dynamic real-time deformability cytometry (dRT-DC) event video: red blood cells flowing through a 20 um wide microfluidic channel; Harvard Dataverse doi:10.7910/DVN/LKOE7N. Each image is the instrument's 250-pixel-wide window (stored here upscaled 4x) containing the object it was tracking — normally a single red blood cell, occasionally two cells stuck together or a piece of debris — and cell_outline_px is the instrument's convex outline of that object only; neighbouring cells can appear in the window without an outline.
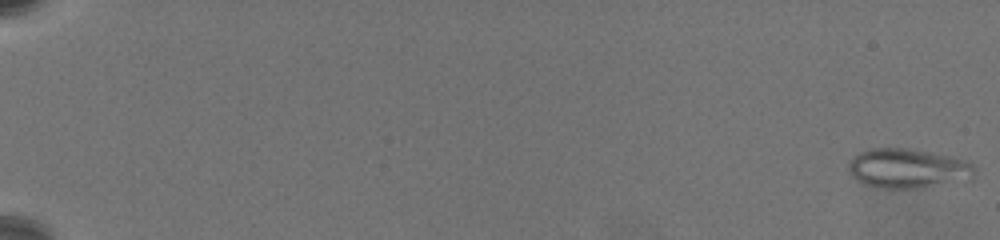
{"species": "common noctule bat (a hibernating species)", "species_latin": "Nyctalus noctula", "temperature_condition": "warm", "stored_images_in_passage": 46, "camera_frame_rate_fps": 3000, "um_per_image_px": 0.085, "animal": {"sex": "female", "body_mass_g": 19.5, "forearm_length_mm": 54.1}, "frame": {"image": 1, "passage_image": 1, "time_ms": 0.0, "image_size_px": [1000, 240], "cell_outline_px": [[976, 168], [972, 180], [912, 188], [884, 188], [864, 184], [856, 180], [848, 172], [848, 160], [860, 152], [872, 148], [908, 148], [948, 156], [972, 164]], "centroid_in_image_um": [77.12, 14.32], "position_along_channel_um": 7.9, "area_um2": 28.9}}
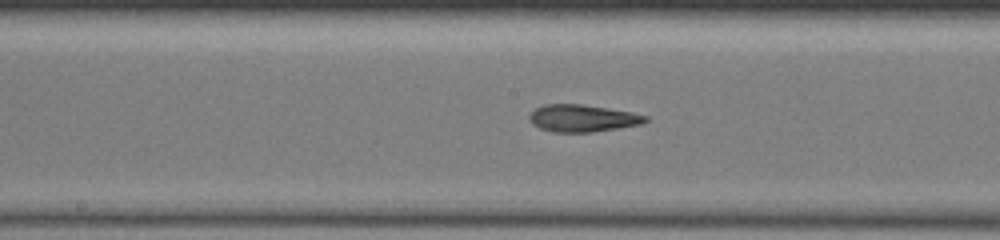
{"frame": {"image": 2, "passage_image": 31, "time_ms": 12.0, "image_size_px": [1000, 240], "cell_outline_px": [[648, 120], [644, 124], [592, 132], [552, 132], [540, 128], [532, 124], [528, 120], [528, 116], [536, 108], [544, 104], [580, 104], [608, 108], [632, 112], [648, 116]], "centroid_in_image_um": [49.52, 10.05], "position_along_channel_um": 198.7, "area_um2": 18.5}}
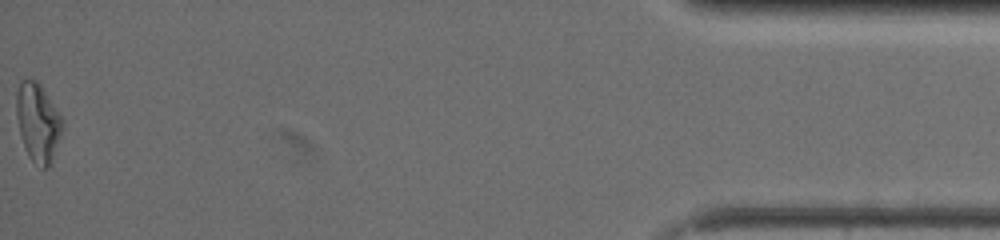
{"frame": {"image": 3, "passage_image": 46, "time_ms": 21.0, "image_size_px": [1000, 240], "cell_outline_px": [[64, 124], [52, 164], [48, 168], [44, 168], [32, 160], [28, 156], [20, 132], [16, 116], [16, 92], [20, 80], [36, 80], [40, 84], [64, 120]], "centroid_in_image_um": [3.24, 10.4], "position_along_channel_um": 432.0, "area_um2": 21.04}, "authors_computed_cell_mechanics": {"area_um2": 21.6461, "velocity_mm_per_s": 3.4905, "shape_relaxation_time_tau1_ms": 10.2445, "shape_relaxation_time_tau2_ms": 1.7755, "deformation_change_tau1": 0.2613, "deformation_change_tau2": 0.1005}}